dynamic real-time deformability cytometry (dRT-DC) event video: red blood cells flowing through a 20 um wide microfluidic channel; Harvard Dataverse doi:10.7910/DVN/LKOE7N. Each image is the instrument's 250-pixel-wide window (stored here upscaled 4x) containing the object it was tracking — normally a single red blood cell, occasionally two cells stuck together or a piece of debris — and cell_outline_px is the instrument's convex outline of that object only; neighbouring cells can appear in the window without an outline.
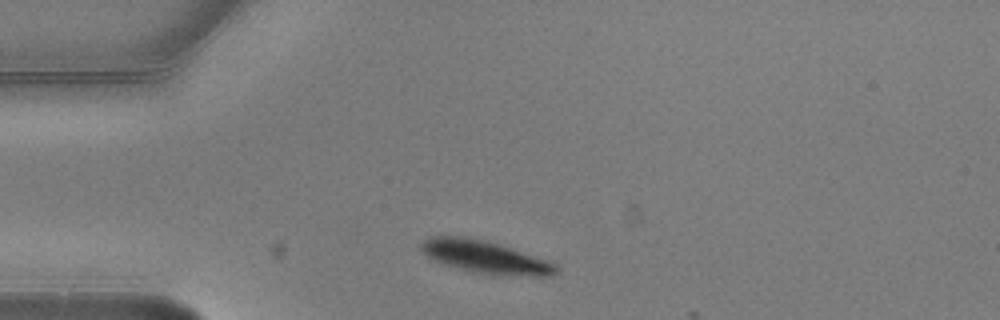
{"species": "common noctule bat (a hibernating species)", "species_latin": "Nyctalus noctula", "temperature_condition": "warm", "stored_images_in_passage": 2, "camera_frame_rate_fps": 3000, "um_per_image_px": 0.085, "animal": {"sex": "male", "body_mass_g": 20.5, "forearm_length_mm": 52.5}, "frame": {"image": 1, "passage_image": 1, "time_ms": 0.0, "image_size_px": [1000, 320], "cell_outline_px": [[560, 272], [552, 276], [496, 276], [472, 272], [444, 264], [432, 260], [420, 248], [420, 244], [428, 236], [460, 236], [484, 240], [500, 244], [548, 260], [556, 264], [560, 268]], "centroid_in_image_um": [41.3, 21.87], "position_along_channel_um": 43.7, "area_um2": 26.07}}